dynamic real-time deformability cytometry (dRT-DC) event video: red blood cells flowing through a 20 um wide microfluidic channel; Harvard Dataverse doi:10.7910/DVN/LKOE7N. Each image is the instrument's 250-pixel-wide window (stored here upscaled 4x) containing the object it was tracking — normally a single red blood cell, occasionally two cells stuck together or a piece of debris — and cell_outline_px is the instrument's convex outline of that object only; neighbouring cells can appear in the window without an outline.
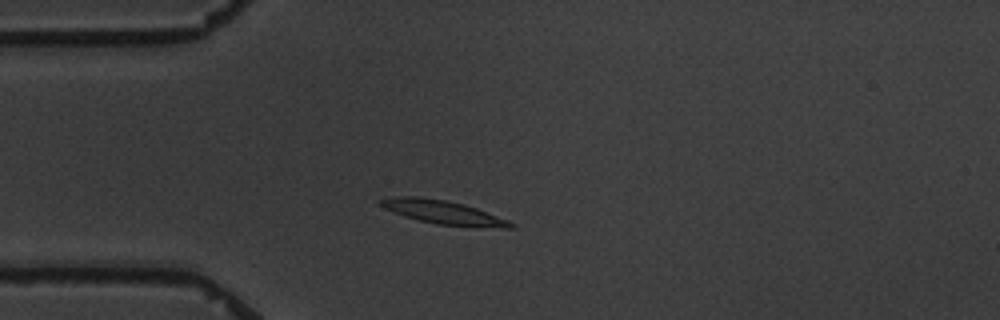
{"species": "common noctule bat (a hibernating species)", "species_latin": "Nyctalus noctula", "temperature_condition": "warm", "stored_images_in_passage": 6, "camera_frame_rate_fps": 3000, "um_per_image_px": 0.085, "animal": {"sex": "male", "body_mass_g": 19.5, "forearm_length_mm": 54.6}, "frame": {"image": 1, "passage_image": 2, "time_ms": 2.333, "image_size_px": [1000, 320], "cell_outline_px": [[516, 228], [504, 228], [436, 224], [404, 216], [384, 208], [376, 204], [376, 200], [396, 196], [420, 196], [444, 200], [464, 204], [476, 208], [508, 220], [516, 224]], "centroid_in_image_um": [37.63, 18.03], "position_along_channel_um": 47.4, "area_um2": 17.92}}
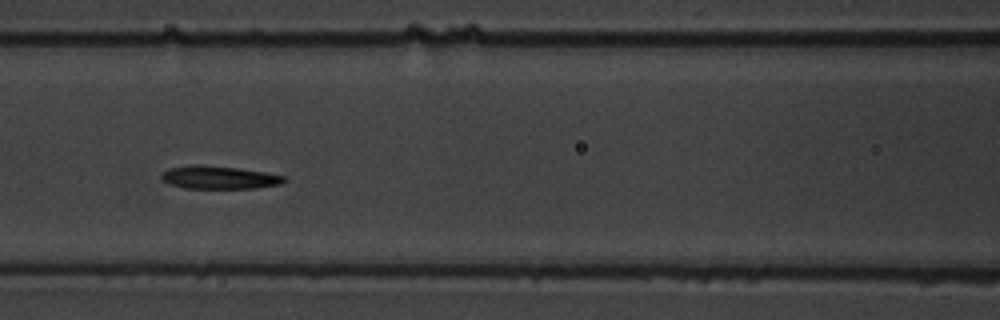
{"frame": {"image": 2, "passage_image": 5, "time_ms": 5.667, "image_size_px": [1000, 320], "cell_outline_px": [[288, 180], [280, 184], [256, 188], [184, 188], [168, 184], [160, 176], [168, 168], [240, 168], [264, 172], [284, 176]], "centroid_in_image_um": [18.72, 15.14], "position_along_channel_um": 147.9, "area_um2": 15.37}}
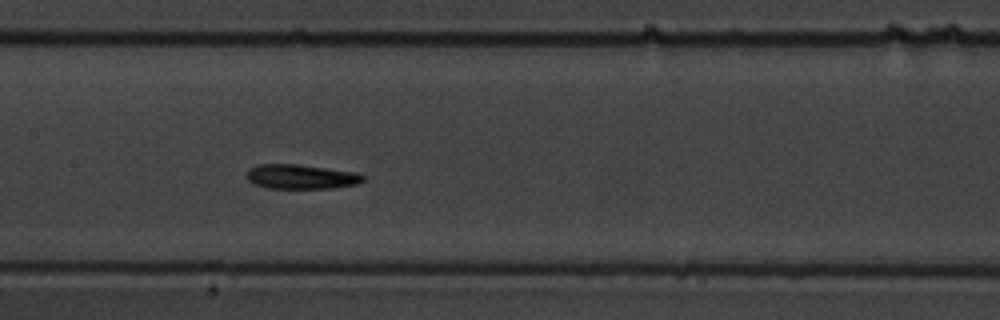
{"frame": {"image": 3, "passage_image": 6, "time_ms": 6.667, "image_size_px": [1000, 320], "cell_outline_px": [[364, 180], [356, 184], [332, 188], [268, 188], [252, 184], [244, 176], [248, 168], [260, 164], [300, 164], [356, 172], [364, 176]], "centroid_in_image_um": [25.53, 15.01], "position_along_channel_um": 181.9, "area_um2": 16.82}}